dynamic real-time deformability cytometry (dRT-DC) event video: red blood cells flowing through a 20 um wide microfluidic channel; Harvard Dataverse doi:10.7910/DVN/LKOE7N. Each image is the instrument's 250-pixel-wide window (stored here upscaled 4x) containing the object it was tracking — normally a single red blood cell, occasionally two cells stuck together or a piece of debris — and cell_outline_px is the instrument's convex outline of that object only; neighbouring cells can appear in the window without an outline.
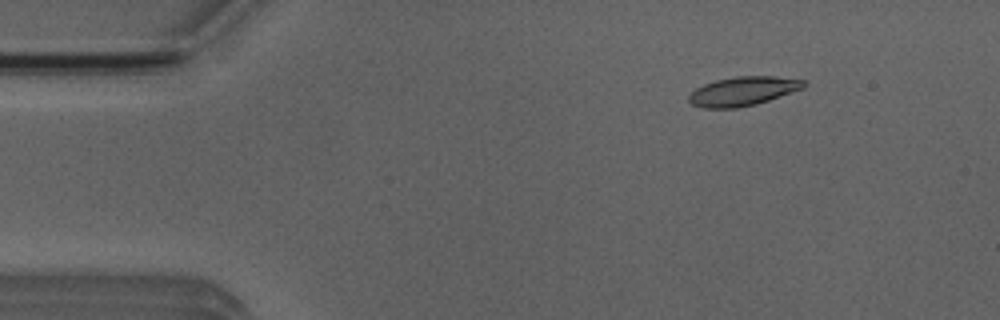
{"species": "Egyptian fruit bat (a non-hibernating species)", "species_latin": "Rousettus aegyptiacus", "temperature_condition": "room temperature", "stored_images_in_passage": 52, "camera_frame_rate_fps": 3000, "um_per_image_px": 0.085, "animal": {"sex": "male"}, "frame": {"image": 1, "passage_image": 7, "time_ms": 2.0, "image_size_px": [1000, 320], "cell_outline_px": [[808, 84], [804, 88], [756, 104], [736, 108], [704, 108], [692, 104], [688, 100], [688, 96], [696, 88], [704, 84], [716, 80], [736, 76], [776, 76], [804, 80]], "centroid_in_image_um": [63.16, 7.74], "position_along_channel_um": 21.8, "area_um2": 19.42}}
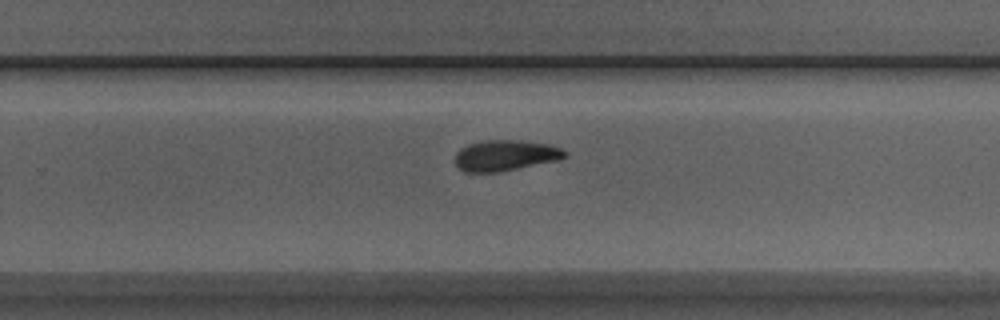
{"frame": {"image": 2, "passage_image": 33, "time_ms": 10.667, "image_size_px": [1000, 320], "cell_outline_px": [[568, 156], [556, 160], [496, 172], [464, 172], [456, 164], [456, 152], [460, 148], [468, 144], [484, 140], [520, 140], [548, 144], [560, 148], [568, 152]], "centroid_in_image_um": [42.94, 13.19], "position_along_channel_um": 286.9, "area_um2": 19.48}}
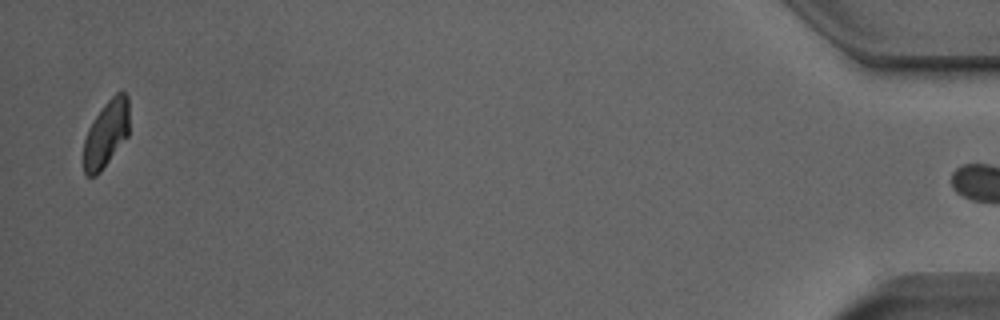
{"frame": {"image": 3, "passage_image": 51, "time_ms": 16.667, "image_size_px": [1000, 320], "cell_outline_px": [[128, 136], [100, 172], [96, 176], [88, 176], [84, 172], [84, 140], [88, 128], [104, 104], [116, 92], [124, 92], [128, 96]], "centroid_in_image_um": [9.02, 11.37], "position_along_channel_um": 426.2, "area_um2": 17.57}, "authors_computed_cell_mechanics": {"area_um2": 19.5653, "velocity_mm_per_s": 3.9281, "shape_relaxation_time_tau1_ms": 3.2715, "shape_relaxation_time_tau2_ms": 4.7647, "deformation_change_tau1": 0.1317, "deformation_change_tau2": 0.1185}}